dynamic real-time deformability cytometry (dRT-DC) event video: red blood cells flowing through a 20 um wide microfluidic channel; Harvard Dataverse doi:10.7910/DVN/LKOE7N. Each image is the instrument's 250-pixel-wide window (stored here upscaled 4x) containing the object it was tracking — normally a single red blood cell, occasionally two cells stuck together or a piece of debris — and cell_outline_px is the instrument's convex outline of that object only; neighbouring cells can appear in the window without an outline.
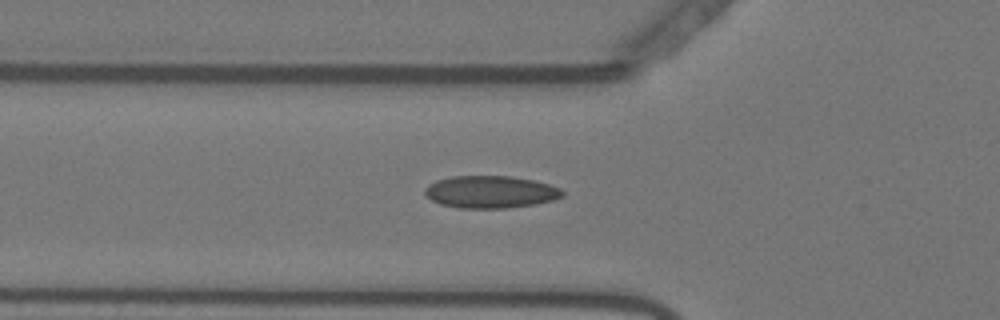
{"species": "Egyptian fruit bat (a non-hibernating species)", "species_latin": "Rousettus aegyptiacus", "temperature_condition": "warm", "stored_images_in_passage": 55, "camera_frame_rate_fps": 3000, "um_per_image_px": 0.085, "animal": {"sex": "female"}, "frame": {"image": 1, "passage_image": 19, "time_ms": 6.0, "image_size_px": [1000, 320], "cell_outline_px": [[564, 196], [552, 200], [532, 204], [504, 208], [460, 208], [440, 204], [432, 200], [424, 192], [424, 188], [428, 184], [436, 180], [452, 176], [508, 176], [532, 180], [548, 184], [560, 188], [564, 192]], "centroid_in_image_um": [41.66, 16.31], "position_along_channel_um": 84.1, "area_um2": 25.72}}
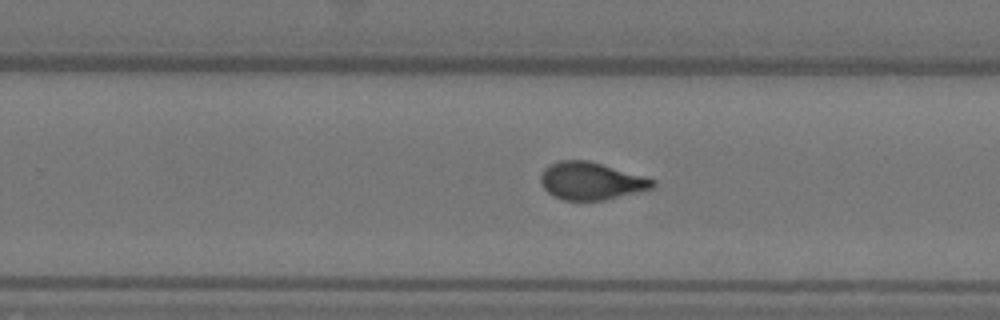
{"frame": {"image": 2, "passage_image": 35, "time_ms": 11.333, "image_size_px": [1000, 320], "cell_outline_px": [[656, 184], [652, 188], [604, 200], [564, 200], [552, 196], [540, 184], [540, 176], [544, 168], [560, 160], [588, 160], [644, 176], [656, 180]], "centroid_in_image_um": [50.22, 15.38], "position_along_channel_um": 279.6, "area_um2": 24.39}}
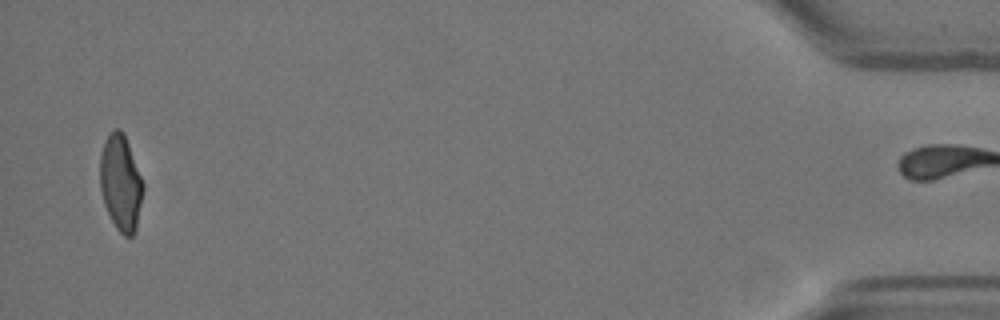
{"frame": {"image": 3, "passage_image": 54, "time_ms": 17.667, "image_size_px": [1000, 320], "cell_outline_px": [[144, 188], [136, 228], [132, 236], [124, 236], [116, 228], [104, 204], [100, 188], [100, 156], [104, 140], [108, 132], [112, 128], [120, 128], [124, 132], [144, 184]], "centroid_in_image_um": [10.25, 15.48], "position_along_channel_um": 424.9, "area_um2": 24.22}, "authors_computed_cell_mechanics": {"area_um2": 24.565, "velocity_mm_per_s": 3.652, "shape_relaxation_time_tau1_ms": null, "shape_relaxation_time_tau2_ms": 0.8706, "deformation_change_tau1": null, "deformation_change_tau2": 0.0506}}